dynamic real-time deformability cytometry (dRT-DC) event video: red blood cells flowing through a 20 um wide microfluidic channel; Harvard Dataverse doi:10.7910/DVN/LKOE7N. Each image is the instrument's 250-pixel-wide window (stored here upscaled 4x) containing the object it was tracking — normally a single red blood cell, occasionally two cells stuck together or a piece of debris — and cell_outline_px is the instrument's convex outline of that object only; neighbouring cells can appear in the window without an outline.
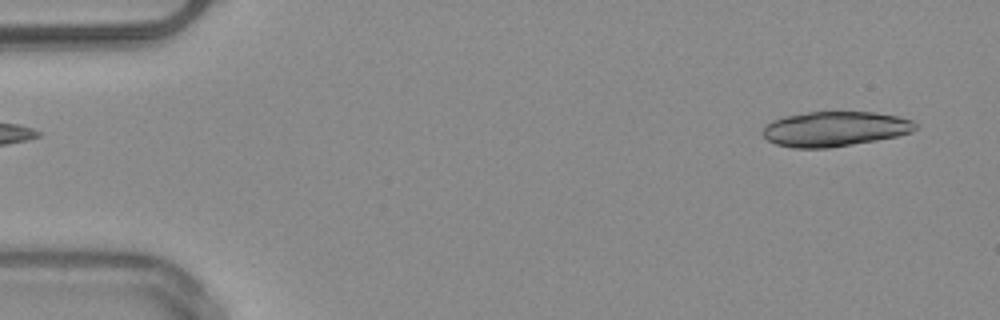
{"species": "common noctule bat (a hibernating species)", "species_latin": "Nyctalus noctula", "temperature_condition": "warm", "stored_images_in_passage": 15, "camera_frame_rate_fps": 3000, "um_per_image_px": 0.085, "animal": {"sex": "male", "body_mass_g": 20.4}, "frame": {"image": 1, "passage_image": 1, "time_ms": 0.0, "image_size_px": [1000, 320], "cell_outline_px": [[920, 124], [912, 132], [896, 136], [876, 140], [828, 148], [792, 148], [776, 144], [768, 140], [760, 132], [764, 124], [772, 120], [784, 116], [808, 112], [876, 112], [896, 116], [912, 120]], "centroid_in_image_um": [70.93, 10.95], "position_along_channel_um": 14.1, "area_um2": 31.27}}